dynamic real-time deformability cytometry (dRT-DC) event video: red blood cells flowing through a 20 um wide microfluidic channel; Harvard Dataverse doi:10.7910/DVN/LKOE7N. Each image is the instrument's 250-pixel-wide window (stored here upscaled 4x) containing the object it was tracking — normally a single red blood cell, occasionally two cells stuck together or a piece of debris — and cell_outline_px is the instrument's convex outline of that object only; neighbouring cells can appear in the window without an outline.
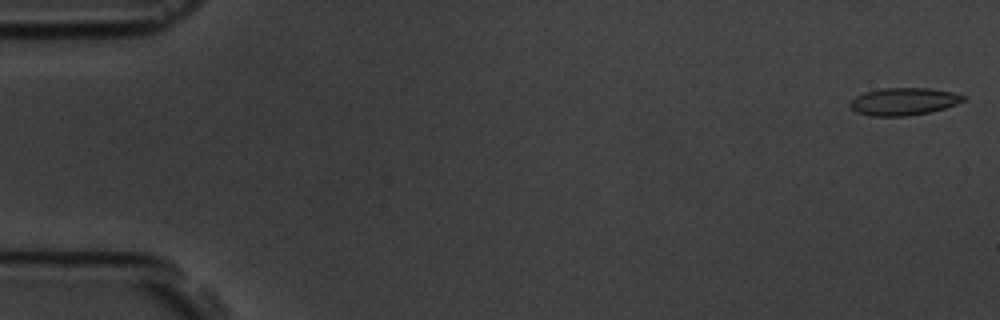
{"species": "common noctule bat (a hibernating species)", "species_latin": "Nyctalus noctula", "temperature_condition": "room temperature", "stored_images_in_passage": 5, "camera_frame_rate_fps": 3000, "um_per_image_px": 0.085, "animal": {"sex": "male", "body_mass_g": 19.5, "forearm_length_mm": 54.6}, "frame": {"image": 1, "passage_image": 1, "time_ms": 0.0, "image_size_px": [1000, 320], "cell_outline_px": [[964, 100], [956, 104], [944, 108], [928, 112], [908, 116], [872, 116], [856, 112], [848, 104], [856, 96], [864, 92], [884, 88], [928, 88], [952, 92], [964, 96]], "centroid_in_image_um": [76.78, 8.63], "position_along_channel_um": 8.2, "area_um2": 17.92}}
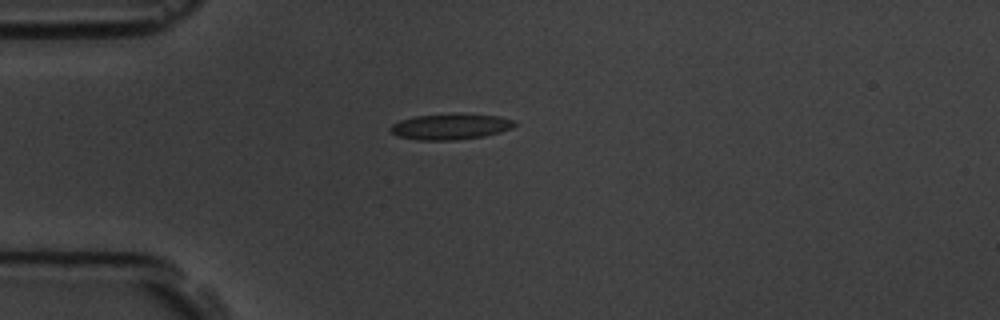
{"frame": {"image": 2, "passage_image": 5, "time_ms": 4.333, "image_size_px": [1000, 320], "cell_outline_px": [[516, 124], [512, 128], [500, 132], [484, 136], [456, 140], [416, 140], [396, 136], [388, 128], [392, 124], [400, 120], [416, 116], [456, 112], [500, 116], [516, 120]], "centroid_in_image_um": [38.3, 10.74], "position_along_channel_um": 46.7, "area_um2": 19.19}}